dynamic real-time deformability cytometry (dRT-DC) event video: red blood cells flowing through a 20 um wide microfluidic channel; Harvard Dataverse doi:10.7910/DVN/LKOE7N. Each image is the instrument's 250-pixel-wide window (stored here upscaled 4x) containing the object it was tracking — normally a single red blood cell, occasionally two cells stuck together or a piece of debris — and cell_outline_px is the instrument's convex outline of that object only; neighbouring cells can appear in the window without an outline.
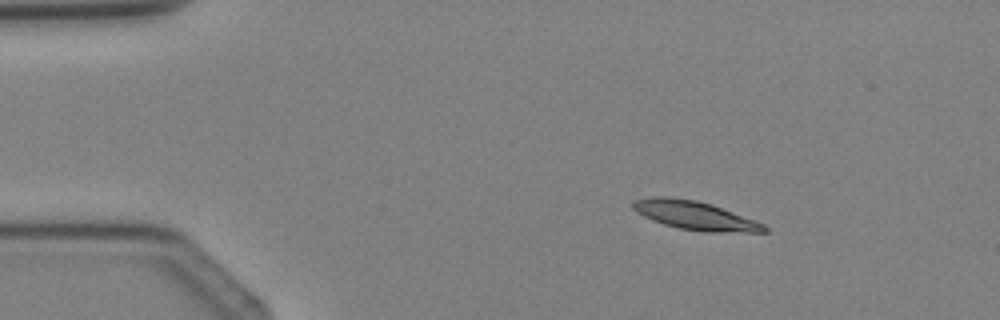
{"species": "Egyptian fruit bat (a non-hibernating species)", "species_latin": "Rousettus aegyptiacus", "temperature_condition": "cold", "stored_images_in_passage": 2, "camera_frame_rate_fps": 3000, "um_per_image_px": 0.085, "animal": {"sex": "female"}, "frame": {"image": 1, "passage_image": 1, "time_ms": 0.0, "image_size_px": [1000, 320], "cell_outline_px": [[768, 232], [704, 232], [680, 228], [664, 224], [652, 220], [636, 212], [632, 208], [632, 200], [652, 196], [668, 196], [696, 200], [712, 204], [764, 224], [768, 228]], "centroid_in_image_um": [59.04, 18.3], "position_along_channel_um": 26.0, "area_um2": 21.96}}